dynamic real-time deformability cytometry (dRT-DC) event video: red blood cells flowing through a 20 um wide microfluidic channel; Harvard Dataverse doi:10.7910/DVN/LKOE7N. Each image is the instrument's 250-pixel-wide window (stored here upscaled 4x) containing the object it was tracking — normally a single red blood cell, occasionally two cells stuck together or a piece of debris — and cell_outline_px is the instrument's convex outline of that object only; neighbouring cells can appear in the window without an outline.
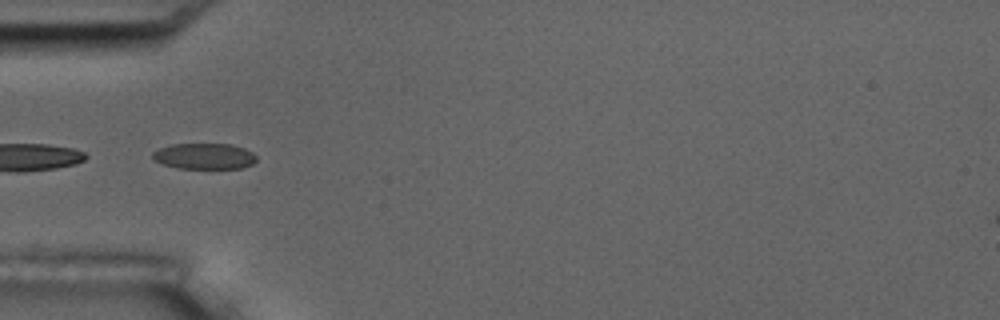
{"species": "common noctule bat (a hibernating species)", "species_latin": "Nyctalus noctula", "temperature_condition": "room temperature", "stored_images_in_passage": 6, "camera_frame_rate_fps": 3000, "um_per_image_px": 0.085, "animal": {"sex": "male", "body_mass_g": 17.5, "forearm_length_mm": 52.3}, "frame": {"image": 1, "passage_image": 6, "time_ms": 5.667, "image_size_px": [1000, 320], "cell_outline_px": [[256, 160], [252, 164], [240, 168], [176, 168], [152, 160], [152, 152], [160, 148], [172, 144], [232, 144], [244, 148], [252, 152], [256, 156]], "centroid_in_image_um": [17.35, 13.27], "position_along_channel_um": 67.7, "area_um2": 15.66}}